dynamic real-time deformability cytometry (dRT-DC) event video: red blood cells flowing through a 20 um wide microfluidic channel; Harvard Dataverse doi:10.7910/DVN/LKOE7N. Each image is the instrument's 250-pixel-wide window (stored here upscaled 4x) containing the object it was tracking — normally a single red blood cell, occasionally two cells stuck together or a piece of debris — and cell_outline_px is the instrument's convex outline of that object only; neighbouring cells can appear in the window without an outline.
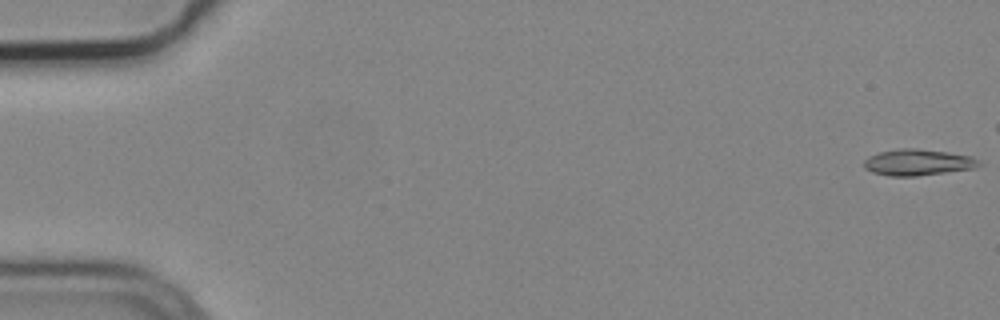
{"species": "common noctule bat (a hibernating species)", "species_latin": "Nyctalus noctula", "temperature_condition": "cold", "stored_images_in_passage": 6, "camera_frame_rate_fps": 3000, "um_per_image_px": 0.085, "animal": {"sex": "male", "body_mass_g": 19.2, "forearm_length_mm": 51.8}, "frame": {"image": 1, "passage_image": 1, "time_ms": 0.0, "image_size_px": [1000, 320], "cell_outline_px": [[984, 164], [976, 168], [916, 176], [888, 176], [872, 172], [864, 168], [864, 160], [868, 156], [880, 152], [896, 148], [916, 148], [948, 152], [972, 156], [980, 160]], "centroid_in_image_um": [78.04, 13.79], "position_along_channel_um": 7.0, "area_um2": 17.86}}
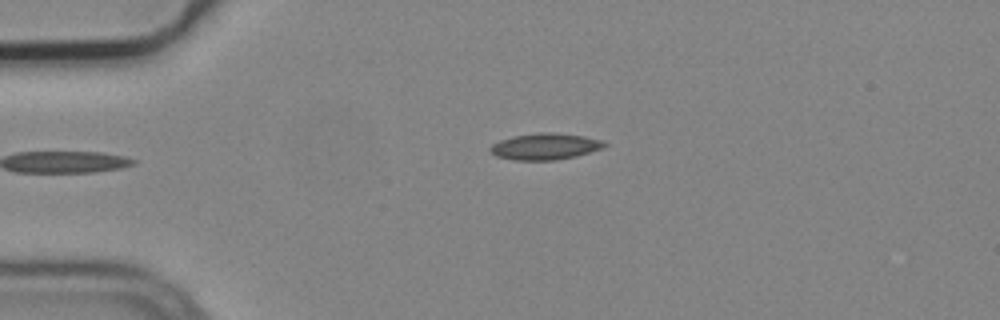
{"frame": {"image": 2, "passage_image": 6, "time_ms": 1.667, "image_size_px": [1000, 320], "cell_outline_px": [[608, 144], [600, 148], [576, 156], [556, 160], [512, 160], [496, 156], [488, 152], [488, 148], [492, 144], [500, 140], [512, 136], [540, 132], [552, 132], [584, 136], [600, 140]], "centroid_in_image_um": [46.25, 12.45], "position_along_channel_um": 38.7, "area_um2": 17.57}}